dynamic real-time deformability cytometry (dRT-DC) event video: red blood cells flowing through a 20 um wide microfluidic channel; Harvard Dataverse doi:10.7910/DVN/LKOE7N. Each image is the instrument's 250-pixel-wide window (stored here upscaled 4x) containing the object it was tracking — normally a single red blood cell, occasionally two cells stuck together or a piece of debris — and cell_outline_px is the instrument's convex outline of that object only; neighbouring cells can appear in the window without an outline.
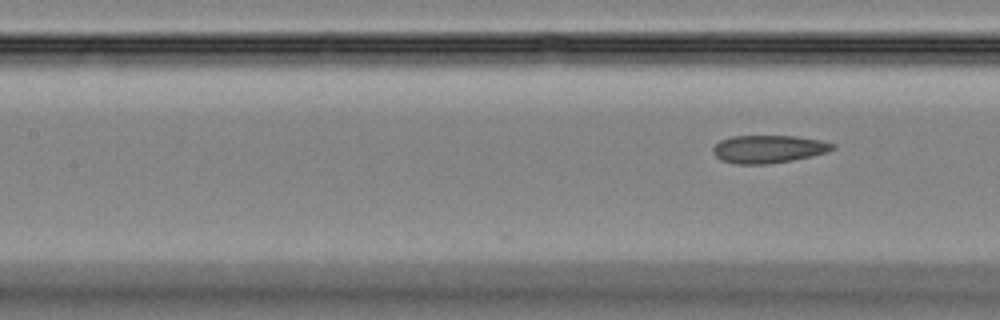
{"species": "Egyptian fruit bat (a non-hibernating species)", "species_latin": "Rousettus aegyptiacus", "temperature_condition": "room temperature", "stored_images_in_passage": 19, "camera_frame_rate_fps": 3000, "um_per_image_px": 0.085, "animal": {"sex": "female"}, "frame": {"image": 1, "passage_image": 19, "time_ms": 6.0, "image_size_px": [1000, 320], "cell_outline_px": [[836, 148], [828, 152], [812, 156], [792, 160], [768, 164], [736, 164], [720, 160], [712, 152], [712, 148], [720, 140], [732, 136], [796, 136], [824, 140], [836, 144]], "centroid_in_image_um": [65.35, 12.66], "position_along_channel_um": 142.0, "area_um2": 19.65}}